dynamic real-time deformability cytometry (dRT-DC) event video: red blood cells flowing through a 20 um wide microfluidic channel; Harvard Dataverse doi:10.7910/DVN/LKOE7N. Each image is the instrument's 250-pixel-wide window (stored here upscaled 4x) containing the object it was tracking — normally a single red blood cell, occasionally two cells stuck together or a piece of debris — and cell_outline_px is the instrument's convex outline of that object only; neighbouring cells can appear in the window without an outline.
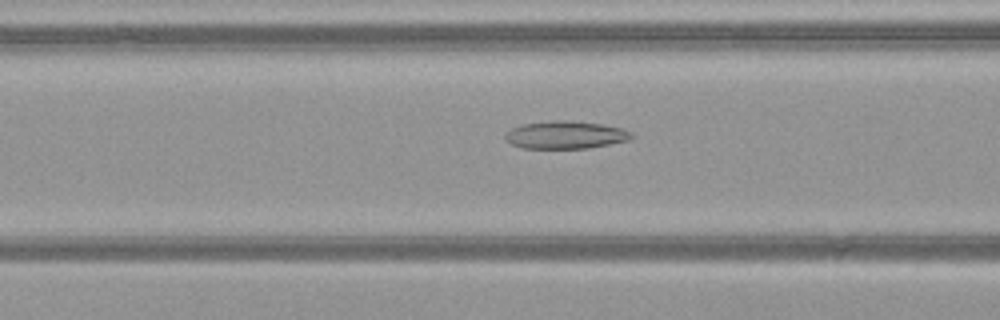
{"species": "common noctule bat (a hibernating species)", "species_latin": "Nyctalus noctula", "temperature_condition": "warm", "stored_images_in_passage": 43, "camera_frame_rate_fps": 3000, "um_per_image_px": 0.085, "animal": {"sex": "female", "body_mass_g": 21.9}, "frame": {"image": 1, "passage_image": 21, "time_ms": 6.667, "image_size_px": [1000, 320], "cell_outline_px": [[636, 136], [628, 140], [588, 148], [520, 148], [512, 144], [504, 136], [504, 132], [520, 124], [552, 120], [572, 120], [604, 124], [620, 128], [632, 132]], "centroid_in_image_um": [48.06, 11.45], "position_along_channel_um": 118.5, "area_um2": 20.58}}
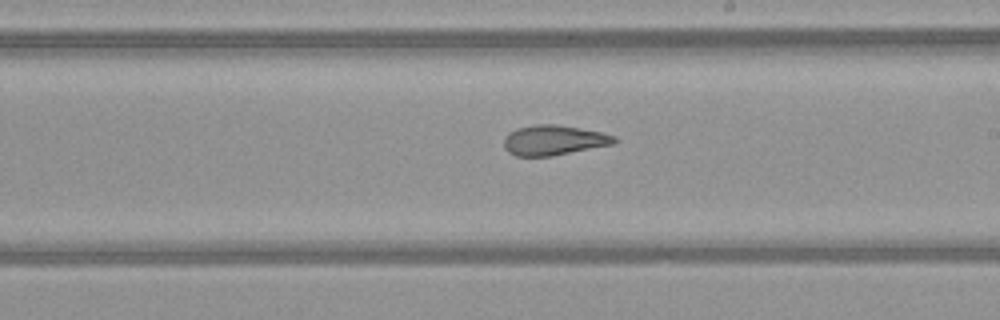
{"frame": {"image": 2, "passage_image": 30, "time_ms": 9.667, "image_size_px": [1000, 320], "cell_outline_px": [[620, 140], [612, 144], [552, 156], [516, 156], [508, 152], [504, 144], [504, 136], [508, 132], [516, 128], [536, 124], [556, 124], [604, 132], [616, 136]], "centroid_in_image_um": [47.08, 11.9], "position_along_channel_um": 241.9, "area_um2": 19.48}}
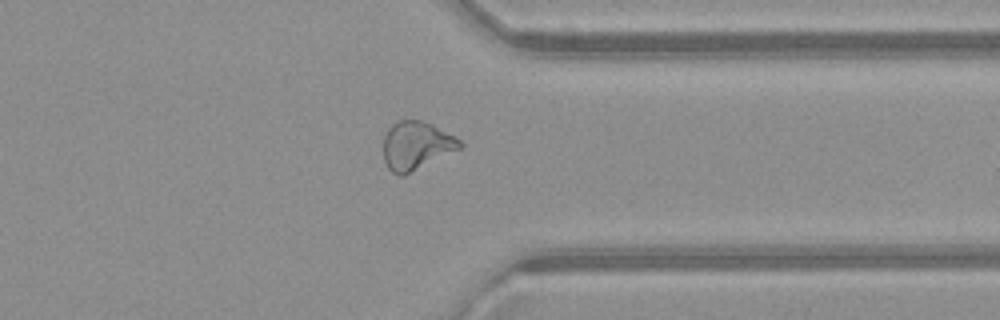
{"frame": {"image": 3, "passage_image": 40, "time_ms": 13.0, "image_size_px": [1000, 320], "cell_outline_px": [[464, 148], [404, 176], [400, 176], [392, 172], [388, 168], [384, 160], [384, 136], [388, 128], [396, 120], [420, 120], [432, 124], [456, 136], [464, 144]], "centroid_in_image_um": [35.43, 12.38], "position_along_channel_um": 376.0, "area_um2": 22.02}, "authors_computed_cell_mechanics": {"area_um2": 21.7906, "velocity_mm_per_s": 4.1067, "shape_relaxation_time_tau1_ms": null, "shape_relaxation_time_tau2_ms": 2.6443, "deformation_change_tau1": null, "deformation_change_tau2": 0.1199}}